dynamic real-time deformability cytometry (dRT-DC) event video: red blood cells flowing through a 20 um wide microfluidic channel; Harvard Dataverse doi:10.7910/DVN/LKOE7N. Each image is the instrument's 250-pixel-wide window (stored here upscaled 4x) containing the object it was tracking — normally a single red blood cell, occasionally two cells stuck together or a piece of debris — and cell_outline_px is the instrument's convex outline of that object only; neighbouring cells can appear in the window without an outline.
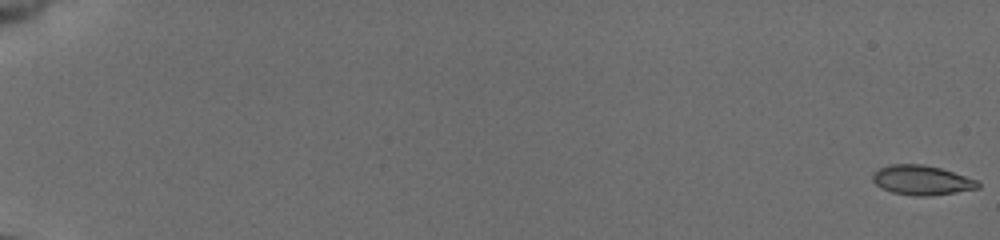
{"species": "common noctule bat (a hibernating species)", "species_latin": "Nyctalus noctula", "temperature_condition": "cold", "stored_images_in_passage": 56, "camera_frame_rate_fps": 3000, "um_per_image_px": 0.085, "animal": {"sex": "female", "body_mass_g": 19.5, "forearm_length_mm": 54.1}, "frame": {"image": 1, "passage_image": 1, "time_ms": 0.0, "image_size_px": [1000, 240], "cell_outline_px": [[980, 188], [956, 192], [928, 196], [916, 196], [892, 192], [880, 188], [872, 180], [872, 172], [888, 164], [924, 164], [940, 168], [976, 180], [980, 184]], "centroid_in_image_um": [78.3, 15.31], "position_along_channel_um": 6.7, "area_um2": 18.15}}
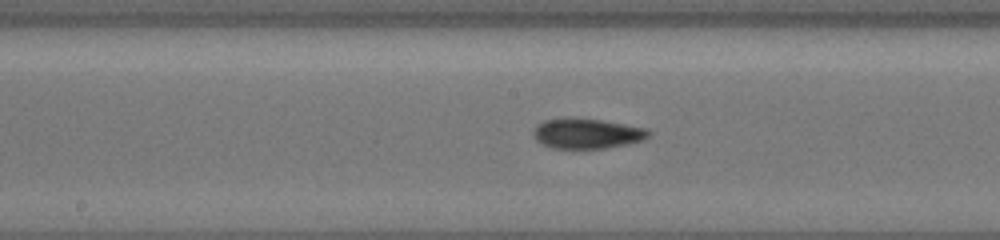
{"frame": {"image": 2, "passage_image": 32, "time_ms": 10.333, "image_size_px": [1000, 240], "cell_outline_px": [[652, 132], [648, 136], [640, 140], [628, 144], [604, 148], [552, 148], [540, 144], [536, 140], [532, 132], [536, 124], [544, 120], [572, 116], [600, 120], [648, 128]], "centroid_in_image_um": [49.84, 11.33], "position_along_channel_um": 198.4, "area_um2": 20.52}}
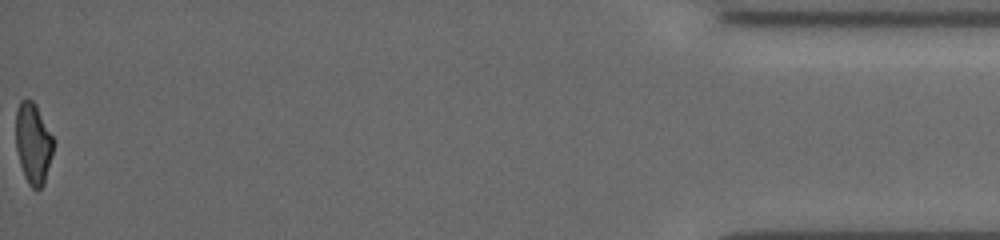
{"frame": {"image": 3, "passage_image": 56, "time_ms": 18.333, "image_size_px": [1000, 240], "cell_outline_px": [[56, 140], [44, 184], [36, 192], [28, 184], [24, 176], [20, 164], [16, 148], [16, 108], [20, 100], [32, 100], [36, 104]], "centroid_in_image_um": [2.84, 12.19], "position_along_channel_um": 432.4, "area_um2": 18.15}, "authors_computed_cell_mechanics": {"area_um2": 18.7561, "velocity_mm_per_s": 3.9321, "shape_relaxation_time_tau1_ms": 4.1795, "shape_relaxation_time_tau2_ms": 3.1097, "deformation_change_tau1": 0.1483, "deformation_change_tau2": 0.0772}}